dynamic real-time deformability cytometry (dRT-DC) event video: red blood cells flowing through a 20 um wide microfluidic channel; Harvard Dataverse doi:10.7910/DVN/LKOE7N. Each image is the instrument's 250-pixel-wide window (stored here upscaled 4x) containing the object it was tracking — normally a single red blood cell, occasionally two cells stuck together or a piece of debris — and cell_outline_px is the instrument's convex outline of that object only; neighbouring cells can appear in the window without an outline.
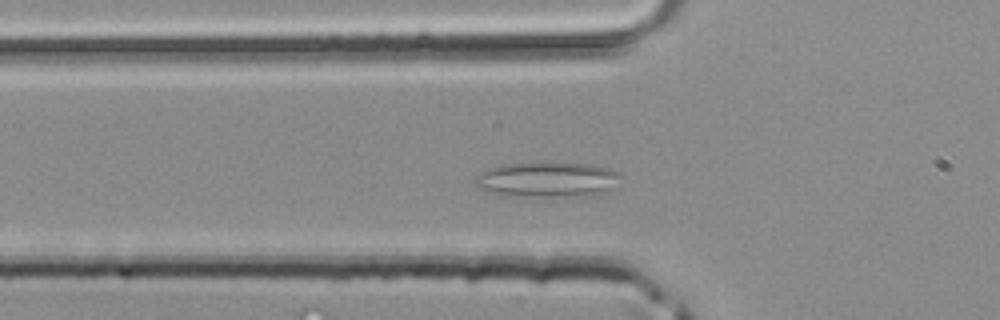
{"species": "common noctule bat (a hibernating species)", "species_latin": "Nyctalus noctula", "temperature_condition": "room temperature", "stored_images_in_passage": 41, "camera_frame_rate_fps": 3000, "um_per_image_px": 0.085, "animal": {"sex": "male", "body_mass_g": 20.4}, "frame": {"image": 1, "passage_image": 11, "time_ms": 3.333, "image_size_px": [1000, 320], "cell_outline_px": [[620, 176], [616, 188], [608, 192], [596, 196], [500, 196], [488, 192], [480, 188], [472, 180], [480, 172], [488, 168], [504, 164], [588, 164], [608, 168], [620, 172]], "centroid_in_image_um": [46.55, 15.3], "position_along_channel_um": 79.3, "area_um2": 30.0}}
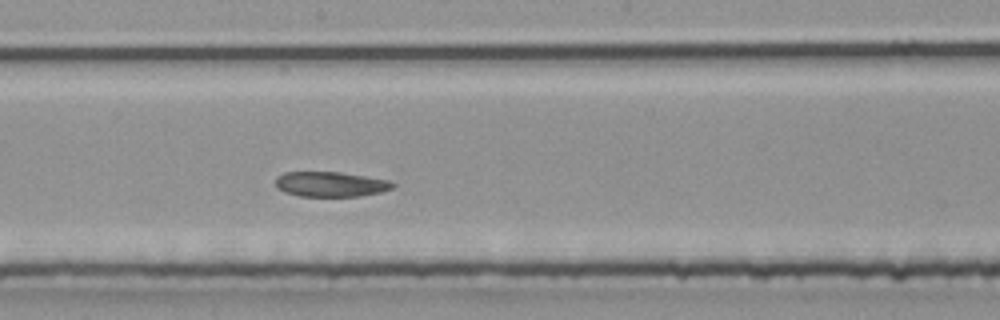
{"frame": {"image": 2, "passage_image": 20, "time_ms": 6.333, "image_size_px": [1000, 320], "cell_outline_px": [[396, 184], [392, 188], [380, 192], [360, 196], [300, 196], [284, 192], [276, 188], [276, 180], [284, 172], [340, 172], [388, 180]], "centroid_in_image_um": [28.09, 15.66], "position_along_channel_um": 220.1, "area_um2": 16.94}}
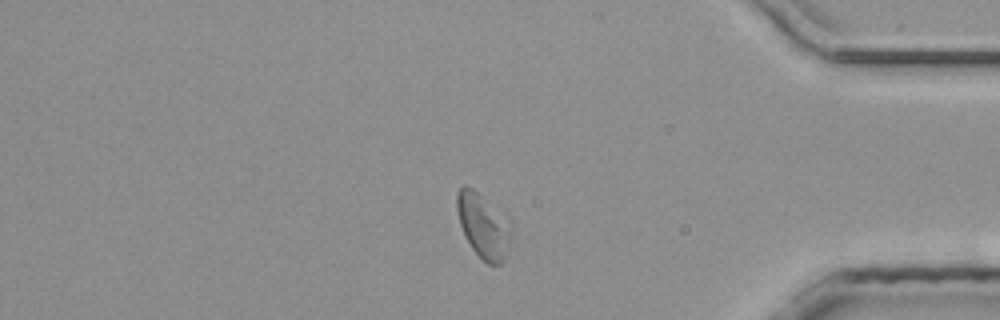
{"frame": {"image": 3, "passage_image": 33, "time_ms": 10.667, "image_size_px": [1000, 320], "cell_outline_px": [[508, 248], [504, 260], [500, 264], [488, 264], [472, 248], [464, 236], [460, 224], [456, 208], [456, 192], [464, 184], [472, 188], [476, 192], [508, 232]], "centroid_in_image_um": [40.91, 19.26], "position_along_channel_um": 394.3, "area_um2": 18.15}}